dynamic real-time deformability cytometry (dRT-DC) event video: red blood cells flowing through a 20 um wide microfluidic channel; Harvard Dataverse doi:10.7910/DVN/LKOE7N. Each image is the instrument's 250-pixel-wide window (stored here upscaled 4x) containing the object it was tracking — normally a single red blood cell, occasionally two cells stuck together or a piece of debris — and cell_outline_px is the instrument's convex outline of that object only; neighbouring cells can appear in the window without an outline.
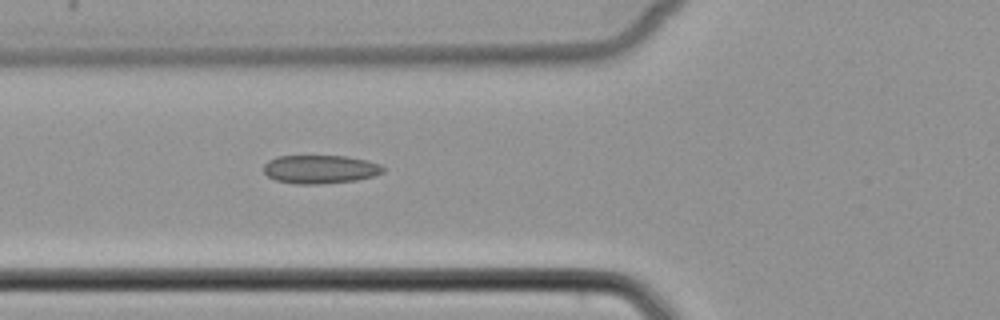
{"species": "common noctule bat (a hibernating species)", "species_latin": "Nyctalus noctula", "temperature_condition": "cold", "stored_images_in_passage": 20, "camera_frame_rate_fps": 3000, "um_per_image_px": 0.085, "animal": {"sex": "female", "body_mass_g": 22.7, "forearm_length_mm": 54.2}, "frame": {"image": 1, "passage_image": 20, "time_ms": 6.333, "image_size_px": [1000, 320], "cell_outline_px": [[384, 172], [376, 176], [356, 180], [320, 184], [296, 184], [276, 180], [268, 176], [264, 172], [264, 164], [268, 160], [276, 156], [348, 156], [368, 160], [380, 164], [384, 168]], "centroid_in_image_um": [27.24, 14.38], "position_along_channel_um": 98.6, "area_um2": 20.0}}